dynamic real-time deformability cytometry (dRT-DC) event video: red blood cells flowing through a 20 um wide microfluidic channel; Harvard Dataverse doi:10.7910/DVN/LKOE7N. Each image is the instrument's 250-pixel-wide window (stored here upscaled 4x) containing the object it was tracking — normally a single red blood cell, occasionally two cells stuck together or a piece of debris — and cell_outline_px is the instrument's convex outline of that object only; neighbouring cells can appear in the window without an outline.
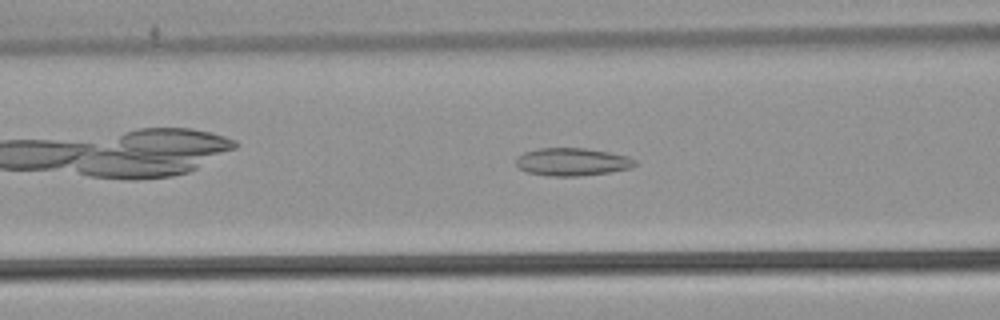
{"species": "common noctule bat (a hibernating species)", "species_latin": "Nyctalus noctula", "temperature_condition": "warm", "stored_images_in_passage": 40, "camera_frame_rate_fps": 3000, "um_per_image_px": 0.085, "animal": {"sex": "male", "body_mass_g": 21.5, "forearm_length_mm": 52.0}, "frame": {"image": 1, "passage_image": 9, "time_ms": 2.667, "image_size_px": [1000, 320], "cell_outline_px": [[640, 164], [632, 168], [608, 172], [580, 176], [548, 176], [528, 172], [520, 168], [516, 164], [516, 160], [524, 152], [540, 148], [584, 148], [608, 152], [628, 156], [636, 160]], "centroid_in_image_um": [48.69, 13.76], "position_along_channel_um": 117.9, "area_um2": 19.25}}
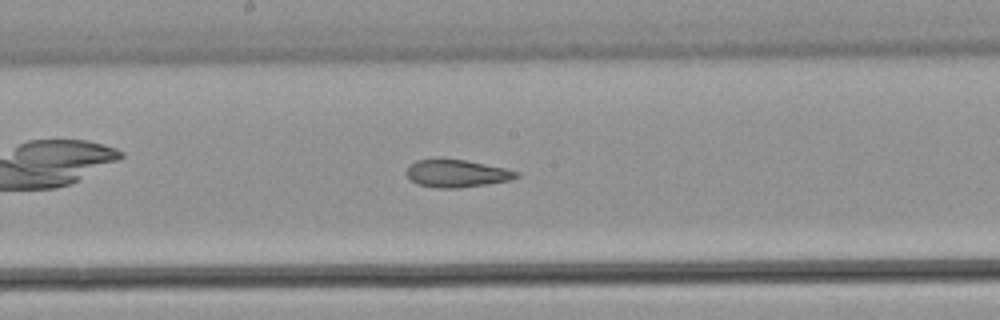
{"frame": {"image": 2, "passage_image": 16, "time_ms": 5.0, "image_size_px": [1000, 320], "cell_outline_px": [[520, 176], [508, 180], [488, 184], [456, 188], [436, 188], [416, 184], [408, 176], [408, 168], [416, 160], [464, 160], [504, 168], [520, 172]], "centroid_in_image_um": [38.85, 14.76], "position_along_channel_um": 209.3, "area_um2": 17.17}}
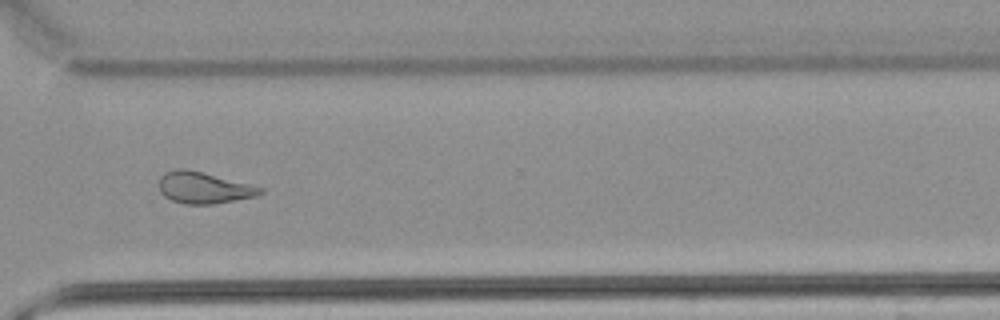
{"frame": {"image": 3, "passage_image": 27, "time_ms": 8.667, "image_size_px": [1000, 320], "cell_outline_px": [[264, 192], [256, 196], [212, 204], [184, 204], [172, 200], [164, 196], [160, 192], [160, 176], [164, 172], [176, 168], [188, 168], [264, 188]], "centroid_in_image_um": [17.29, 15.94], "position_along_channel_um": 353.3, "area_um2": 18.55}, "authors_computed_cell_mechanics": {"area_um2": 18.8428, "velocity_mm_per_s": 3.9178, "shape_relaxation_time_tau1_ms": null, "shape_relaxation_time_tau2_ms": 2.2694, "deformation_change_tau1": null, "deformation_change_tau2": 0.0962}}